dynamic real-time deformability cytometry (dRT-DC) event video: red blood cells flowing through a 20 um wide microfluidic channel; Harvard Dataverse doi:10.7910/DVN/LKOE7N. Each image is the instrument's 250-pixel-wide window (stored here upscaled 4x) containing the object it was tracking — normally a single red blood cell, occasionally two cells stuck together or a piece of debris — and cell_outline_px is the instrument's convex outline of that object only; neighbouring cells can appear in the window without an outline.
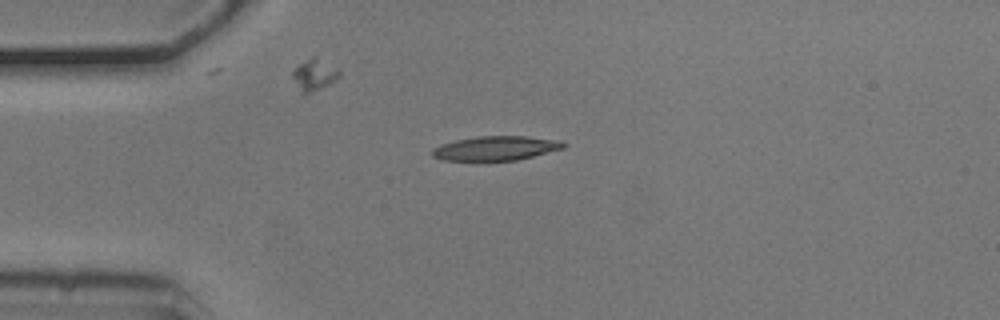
{"species": "common noctule bat (a hibernating species)", "species_latin": "Nyctalus noctula", "temperature_condition": "cold", "stored_images_in_passage": 1, "camera_frame_rate_fps": 3000, "um_per_image_px": 0.085, "animal": {"sex": "male", "body_mass_g": 20.5, "forearm_length_mm": 52.5}, "frame": {"image": 1, "passage_image": 1, "time_ms": 0.0, "image_size_px": [1000, 320], "cell_outline_px": [[568, 144], [564, 148], [516, 160], [440, 160], [432, 156], [432, 148], [440, 144], [456, 140], [476, 136], [524, 136], [564, 140]], "centroid_in_image_um": [42.16, 12.58], "position_along_channel_um": 42.8, "area_um2": 18.67}}